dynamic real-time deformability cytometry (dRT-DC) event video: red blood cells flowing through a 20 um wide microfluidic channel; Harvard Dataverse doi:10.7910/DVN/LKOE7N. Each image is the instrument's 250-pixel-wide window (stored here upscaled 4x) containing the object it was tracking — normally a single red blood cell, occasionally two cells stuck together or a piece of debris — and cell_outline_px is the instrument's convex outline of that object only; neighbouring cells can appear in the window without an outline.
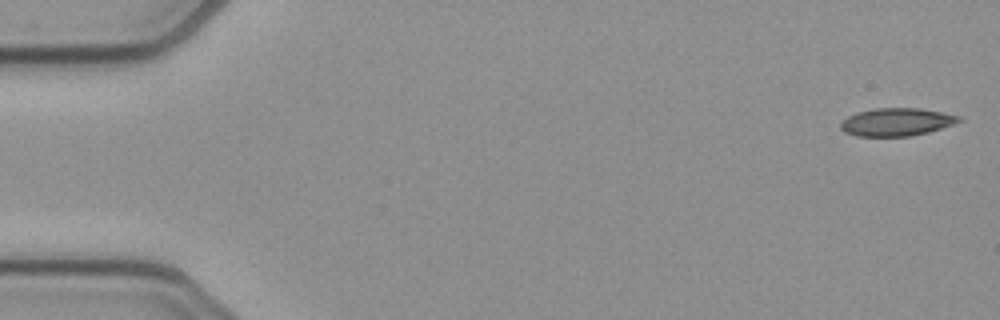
{"species": "common noctule bat (a hibernating species)", "species_latin": "Nyctalus noctula", "temperature_condition": "cold", "stored_images_in_passage": 52, "camera_frame_rate_fps": 3000, "um_per_image_px": 0.085, "animal": {"sex": "female", "body_mass_g": 21.9}, "frame": {"image": 1, "passage_image": 1, "time_ms": 0.0, "image_size_px": [1000, 320], "cell_outline_px": [[964, 120], [928, 132], [912, 136], [856, 136], [844, 132], [840, 128], [840, 124], [848, 116], [856, 112], [876, 108], [920, 108], [960, 116]], "centroid_in_image_um": [76.19, 10.37], "position_along_channel_um": 8.8, "area_um2": 19.13}}
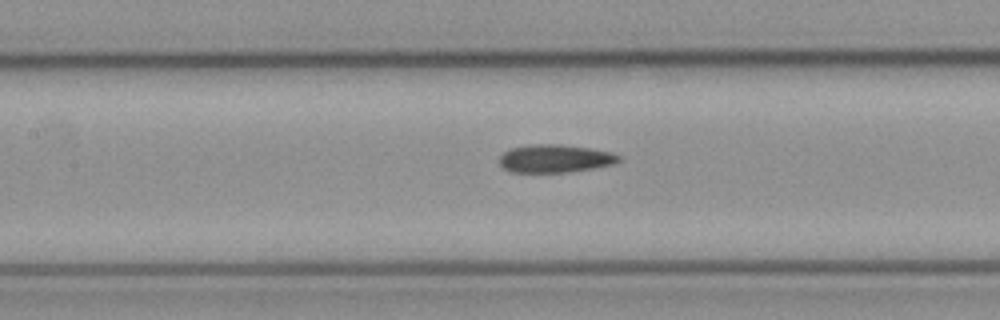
{"frame": {"image": 2, "passage_image": 23, "time_ms": 7.333, "image_size_px": [1000, 320], "cell_outline_px": [[620, 160], [612, 164], [592, 168], [568, 172], [508, 172], [500, 164], [500, 156], [504, 152], [512, 148], [528, 144], [560, 144], [592, 148], [608, 152], [620, 156]], "centroid_in_image_um": [47.14, 13.47], "position_along_channel_um": 160.3, "area_um2": 19.36}}
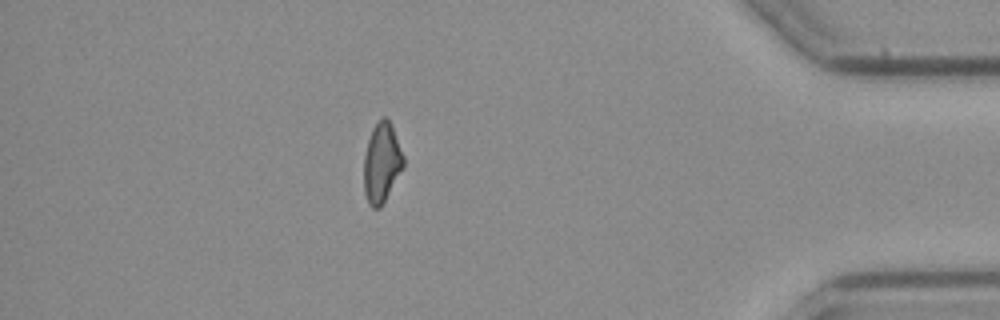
{"frame": {"image": 3, "passage_image": 45, "time_ms": 14.667, "image_size_px": [1000, 320], "cell_outline_px": [[404, 168], [380, 208], [372, 208], [368, 204], [364, 192], [364, 156], [368, 140], [372, 128], [384, 116], [392, 124], [404, 156]], "centroid_in_image_um": [32.46, 13.85], "position_along_channel_um": 402.7, "area_um2": 18.5}, "authors_computed_cell_mechanics": {"area_um2": 19.4497, "velocity_mm_per_s": 3.9202, "shape_relaxation_time_tau1_ms": 7.9397, "shape_relaxation_time_tau2_ms": 5.2882, "deformation_change_tau1": 0.1586, "deformation_change_tau2": 0.1469}}